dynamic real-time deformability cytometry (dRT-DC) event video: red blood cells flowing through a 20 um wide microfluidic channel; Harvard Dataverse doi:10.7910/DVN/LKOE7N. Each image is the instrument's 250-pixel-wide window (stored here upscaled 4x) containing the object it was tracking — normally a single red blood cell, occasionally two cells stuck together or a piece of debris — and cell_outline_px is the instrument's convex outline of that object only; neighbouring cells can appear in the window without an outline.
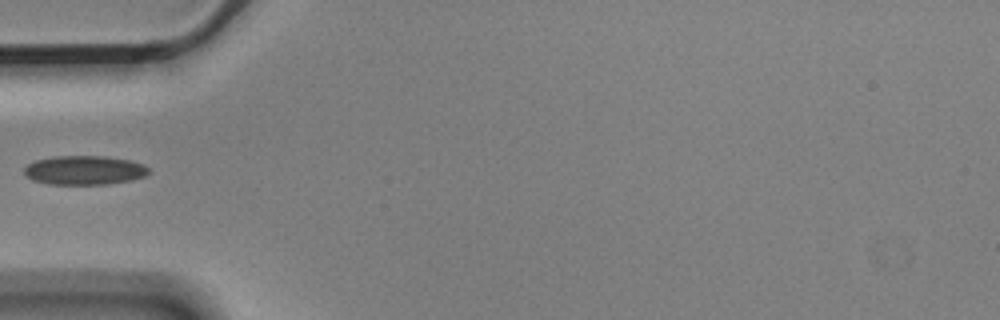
{"species": "Egyptian fruit bat (a non-hibernating species)", "species_latin": "Rousettus aegyptiacus", "temperature_condition": "cold", "stored_images_in_passage": 5, "camera_frame_rate_fps": 3000, "um_per_image_px": 0.085, "animal": {"sex": "male"}, "frame": {"image": 1, "passage_image": 4, "time_ms": 1.0, "image_size_px": [1000, 320], "cell_outline_px": [[152, 172], [144, 176], [132, 180], [104, 184], [48, 184], [32, 180], [24, 176], [24, 168], [28, 164], [36, 160], [56, 156], [104, 156], [128, 160], [144, 164]], "centroid_in_image_um": [7.16, 14.47], "position_along_channel_um": 77.8, "area_um2": 21.15}}
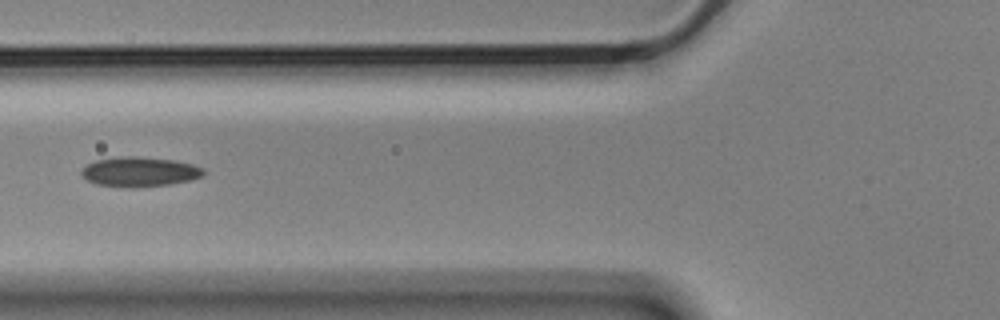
{"frame": {"image": 2, "passage_image": 5, "time_ms": 1.333, "image_size_px": [1000, 320], "cell_outline_px": [[204, 176], [188, 180], [168, 184], [96, 184], [88, 180], [80, 172], [88, 164], [96, 160], [120, 156], [136, 156], [176, 160], [192, 164], [204, 168]], "centroid_in_image_um": [11.92, 14.53], "position_along_channel_um": 113.9, "area_um2": 20.0}}